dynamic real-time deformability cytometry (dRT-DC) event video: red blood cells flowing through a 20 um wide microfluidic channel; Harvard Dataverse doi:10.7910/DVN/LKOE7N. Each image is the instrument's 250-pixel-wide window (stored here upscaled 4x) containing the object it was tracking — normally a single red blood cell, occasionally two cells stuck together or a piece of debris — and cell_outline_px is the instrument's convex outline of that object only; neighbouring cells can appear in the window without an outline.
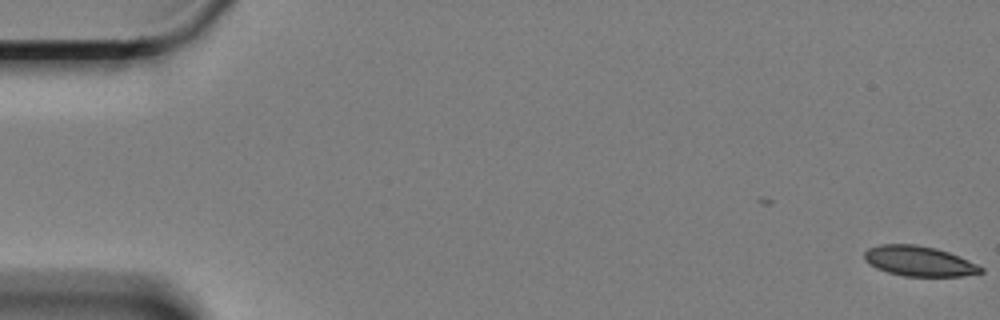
{"species": "Egyptian fruit bat (a non-hibernating species)", "species_latin": "Rousettus aegyptiacus", "temperature_condition": "cold", "stored_images_in_passage": 55, "camera_frame_rate_fps": 3000, "um_per_image_px": 0.085, "animal": {"sex": "female"}, "frame": {"image": 1, "passage_image": 1, "time_ms": 0.0, "image_size_px": [1000, 320], "cell_outline_px": [[984, 272], [964, 276], [904, 276], [888, 272], [876, 268], [868, 264], [864, 260], [864, 252], [868, 248], [880, 244], [916, 244], [936, 248], [960, 256], [984, 268]], "centroid_in_image_um": [78.11, 22.19], "position_along_channel_um": 6.9, "area_um2": 20.58}}
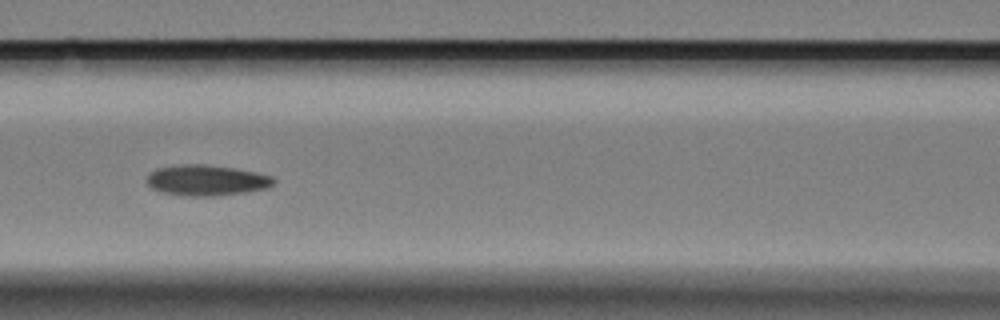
{"frame": {"image": 2, "passage_image": 27, "time_ms": 8.667, "image_size_px": [1000, 320], "cell_outline_px": [[276, 180], [268, 188], [244, 192], [216, 196], [188, 196], [160, 192], [152, 188], [148, 184], [148, 176], [156, 168], [180, 164], [204, 164], [236, 168], [256, 172], [272, 176]], "centroid_in_image_um": [17.57, 15.32], "position_along_channel_um": 149.0, "area_um2": 22.72}}
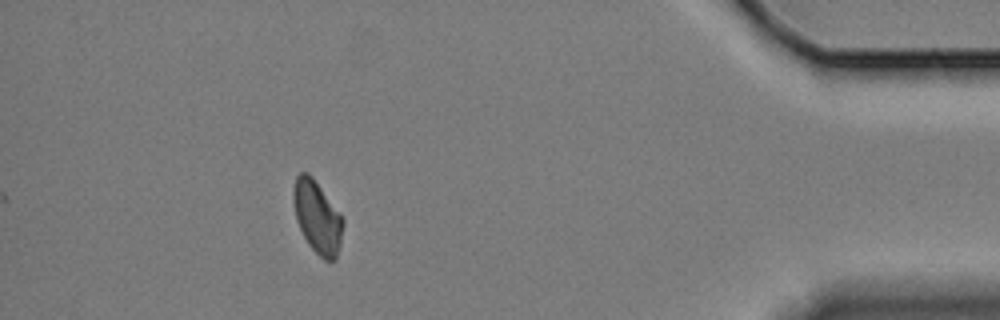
{"frame": {"image": 3, "passage_image": 55, "time_ms": 18.0, "image_size_px": [1000, 320], "cell_outline_px": [[344, 224], [340, 244], [336, 260], [324, 260], [308, 244], [296, 220], [292, 200], [292, 192], [296, 176], [300, 172], [308, 172], [312, 176], [344, 220]], "centroid_in_image_um": [26.95, 18.44], "position_along_channel_um": 408.3, "area_um2": 20.81}, "authors_computed_cell_mechanics": {"area_um2": 21.7906, "velocity_mm_per_s": 3.3122, "shape_relaxation_time_tau1_ms": null, "shape_relaxation_time_tau2_ms": 8.0911, "deformation_change_tau1": null, "deformation_change_tau2": 0.1238}}